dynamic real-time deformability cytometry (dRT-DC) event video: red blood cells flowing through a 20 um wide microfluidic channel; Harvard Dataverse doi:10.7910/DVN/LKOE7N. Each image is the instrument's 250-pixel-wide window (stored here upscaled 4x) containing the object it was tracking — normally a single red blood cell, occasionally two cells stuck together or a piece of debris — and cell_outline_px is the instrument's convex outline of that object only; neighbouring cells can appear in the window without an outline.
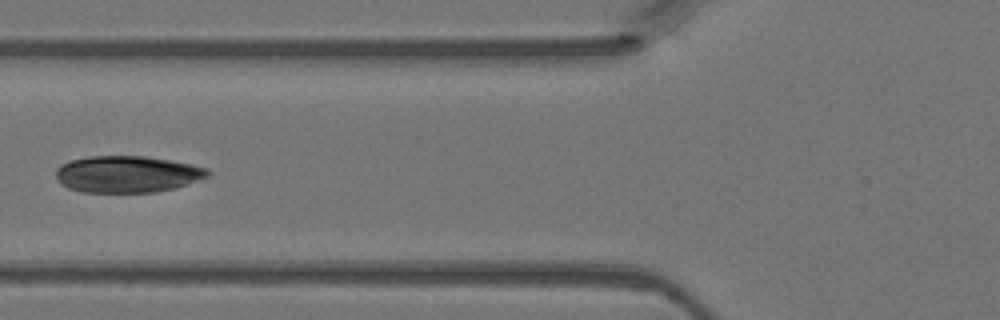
{"species": "Egyptian fruit bat (a non-hibernating species)", "species_latin": "Rousettus aegyptiacus", "temperature_condition": "warm", "stored_images_in_passage": 4, "camera_frame_rate_fps": 3000, "um_per_image_px": 0.085, "animal": {"sex": "female"}, "frame": {"image": 1, "passage_image": 4, "time_ms": 1.0, "image_size_px": [1000, 320], "cell_outline_px": [[212, 176], [188, 184], [156, 192], [80, 192], [68, 188], [60, 184], [56, 176], [56, 168], [60, 164], [72, 160], [88, 156], [144, 156], [192, 164], [208, 168], [212, 172]], "centroid_in_image_um": [10.83, 14.8], "position_along_channel_um": 115.0, "area_um2": 32.71}}